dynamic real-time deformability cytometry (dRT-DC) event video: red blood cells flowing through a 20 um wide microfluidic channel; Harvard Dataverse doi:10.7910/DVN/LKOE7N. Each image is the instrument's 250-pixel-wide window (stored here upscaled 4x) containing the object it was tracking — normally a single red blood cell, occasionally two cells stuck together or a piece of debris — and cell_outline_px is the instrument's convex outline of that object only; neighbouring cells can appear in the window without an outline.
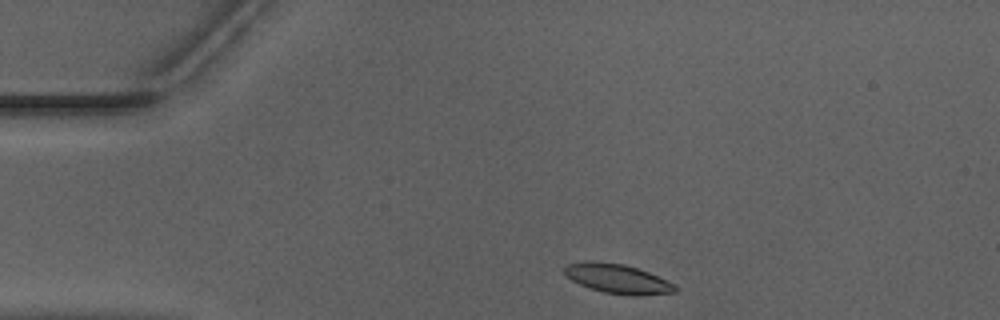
{"species": "Egyptian fruit bat (a non-hibernating species)", "species_latin": "Rousettus aegyptiacus", "temperature_condition": "warm", "stored_images_in_passage": 35, "camera_frame_rate_fps": 3000, "um_per_image_px": 0.085, "animal": {"sex": "male"}, "frame": {"image": 1, "passage_image": 1, "time_ms": 0.0, "image_size_px": [1000, 320], "cell_outline_px": [[676, 292], [640, 296], [632, 296], [604, 292], [588, 288], [572, 280], [564, 272], [564, 268], [568, 264], [584, 260], [592, 260], [624, 264], [648, 272], [676, 284]], "centroid_in_image_um": [52.49, 23.69], "position_along_channel_um": 32.5, "area_um2": 19.07}}
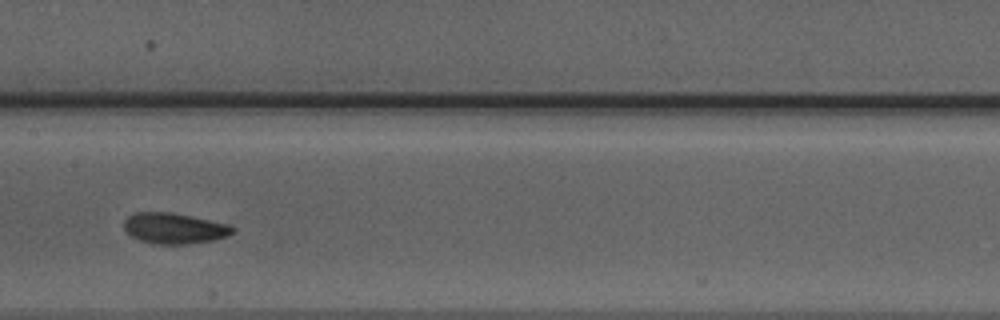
{"frame": {"image": 2, "passage_image": 17, "time_ms": 5.333, "image_size_px": [1000, 320], "cell_outline_px": [[236, 228], [228, 236], [212, 240], [184, 244], [156, 244], [140, 240], [132, 236], [124, 228], [124, 220], [128, 216], [136, 212], [172, 212], [228, 224]], "centroid_in_image_um": [14.8, 19.4], "position_along_channel_um": 192.6, "area_um2": 19.31}}
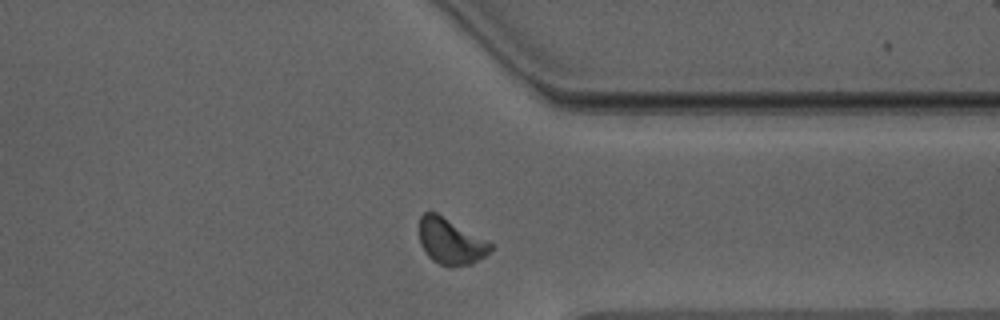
{"frame": {"image": 3, "passage_image": 31, "time_ms": 10.0, "image_size_px": [1000, 320], "cell_outline_px": [[496, 244], [484, 256], [472, 264], [452, 268], [448, 268], [432, 260], [428, 256], [420, 244], [420, 216], [424, 212], [436, 212]], "centroid_in_image_um": [38.33, 20.53], "position_along_channel_um": 373.1, "area_um2": 19.42}, "authors_computed_cell_mechanics": {"area_um2": 19.1318, "velocity_mm_per_s": 3.9341, "shape_relaxation_time_tau1_ms": 2.6624, "shape_relaxation_time_tau2_ms": 2.1571, "deformation_change_tau1": 0.1249, "deformation_change_tau2": 0.0812}}